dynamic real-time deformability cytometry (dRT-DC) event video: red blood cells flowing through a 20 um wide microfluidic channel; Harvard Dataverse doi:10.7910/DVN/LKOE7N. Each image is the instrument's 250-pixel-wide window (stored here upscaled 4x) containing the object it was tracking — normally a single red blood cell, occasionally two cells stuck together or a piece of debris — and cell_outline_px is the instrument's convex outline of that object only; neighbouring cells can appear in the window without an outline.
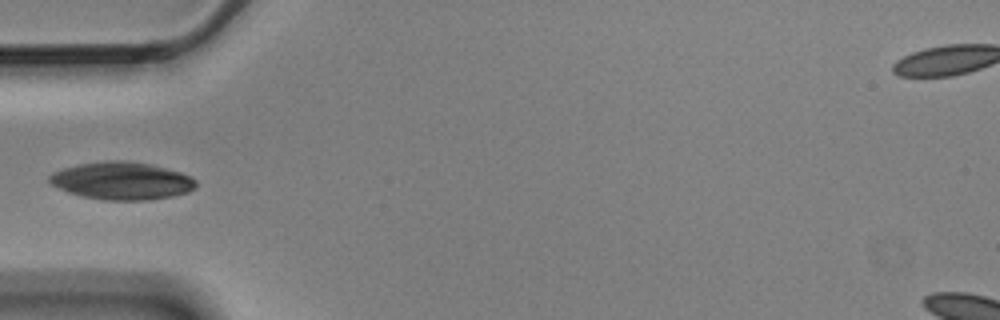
{"species": "Egyptian fruit bat (a non-hibernating species)", "species_latin": "Rousettus aegyptiacus", "temperature_condition": "cold", "stored_images_in_passage": 9, "camera_frame_rate_fps": 3000, "um_per_image_px": 0.085, "animal": {"sex": "male"}, "frame": {"image": 1, "passage_image": 5, "time_ms": 1.333, "image_size_px": [1000, 320], "cell_outline_px": [[196, 188], [188, 192], [172, 196], [148, 200], [100, 200], [68, 192], [52, 184], [48, 180], [48, 176], [52, 172], [64, 168], [80, 164], [104, 160], [128, 160], [152, 164], [180, 172], [192, 176], [196, 180]], "centroid_in_image_um": [10.38, 15.36], "position_along_channel_um": 74.6, "area_um2": 32.31}}
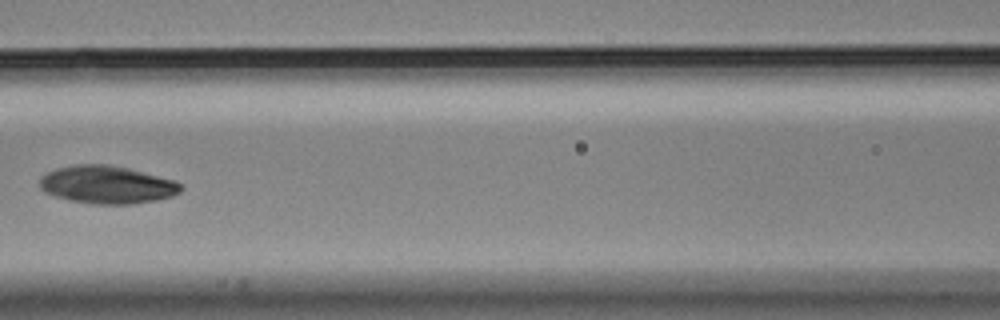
{"frame": {"image": 2, "passage_image": 7, "time_ms": 2.0, "image_size_px": [1000, 320], "cell_outline_px": [[184, 188], [180, 192], [172, 196], [156, 200], [132, 204], [92, 204], [68, 200], [44, 192], [40, 188], [40, 176], [56, 168], [76, 164], [108, 164], [128, 168], [176, 180]], "centroid_in_image_um": [9.1, 15.7], "position_along_channel_um": 157.5, "area_um2": 31.33}}
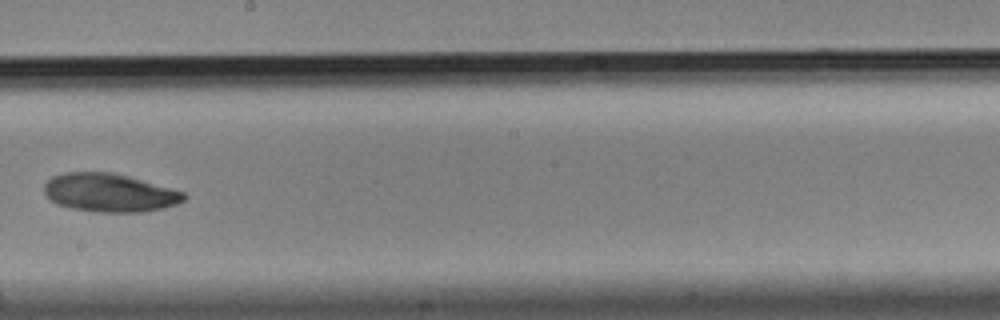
{"frame": {"image": 3, "passage_image": 9, "time_ms": 2.667, "image_size_px": [1000, 320], "cell_outline_px": [[188, 196], [184, 200], [176, 204], [164, 208], [144, 212], [96, 212], [72, 208], [56, 204], [44, 192], [44, 184], [52, 176], [64, 172], [112, 172], [128, 176], [172, 188], [184, 192]], "centroid_in_image_um": [9.32, 16.38], "position_along_channel_um": 238.9, "area_um2": 31.33}}